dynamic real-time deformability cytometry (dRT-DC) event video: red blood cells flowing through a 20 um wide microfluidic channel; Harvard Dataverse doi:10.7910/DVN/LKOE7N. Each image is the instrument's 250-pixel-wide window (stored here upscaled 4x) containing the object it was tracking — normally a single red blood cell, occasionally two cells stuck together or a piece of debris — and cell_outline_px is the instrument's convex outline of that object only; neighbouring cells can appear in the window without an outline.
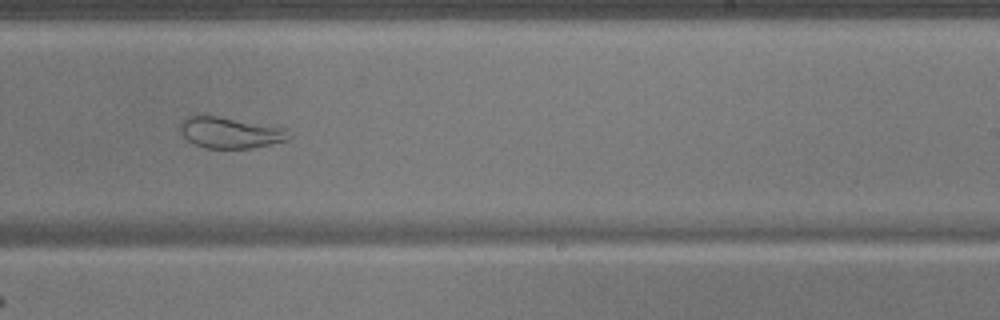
{"species": "common noctule bat (a hibernating species)", "species_latin": "Nyctalus noctula", "temperature_condition": "warm", "stored_images_in_passage": 37, "camera_frame_rate_fps": 3000, "um_per_image_px": 0.085, "animal": {"sex": "male", "body_mass_g": 17.9}, "frame": {"image": 1, "passage_image": 18, "time_ms": 5.667, "image_size_px": [1000, 320], "cell_outline_px": [[292, 136], [288, 140], [252, 148], [204, 148], [192, 144], [180, 132], [180, 124], [184, 116], [216, 116], [284, 128]], "centroid_in_image_um": [19.53, 11.29], "position_along_channel_um": 269.5, "area_um2": 19.54}}
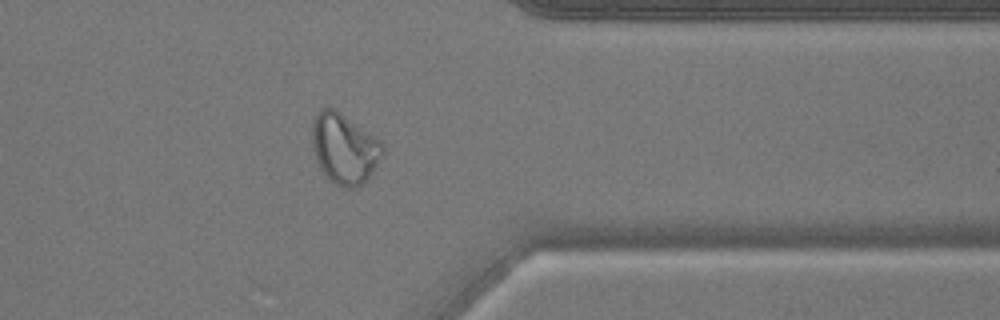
{"frame": {"image": 2, "passage_image": 27, "time_ms": 8.667, "image_size_px": [1000, 320], "cell_outline_px": [[384, 156], [368, 180], [352, 188], [344, 188], [336, 184], [320, 168], [312, 144], [312, 124], [320, 108], [336, 108], [380, 140], [384, 144]], "centroid_in_image_um": [29.32, 12.61], "position_along_channel_um": 382.1, "area_um2": 28.96}}
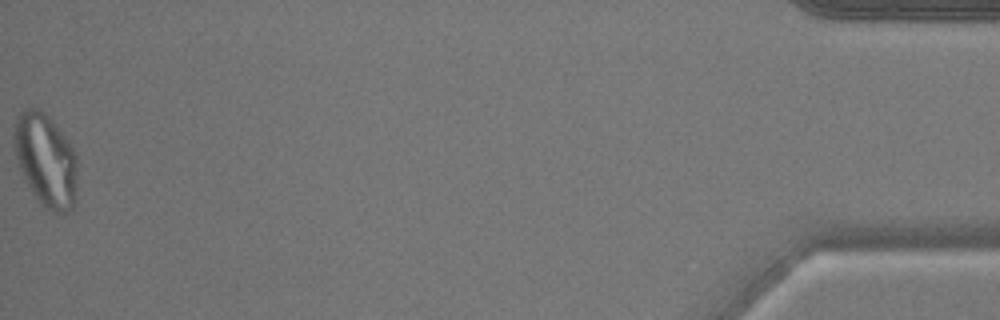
{"frame": {"image": 3, "passage_image": 37, "time_ms": 12.0, "image_size_px": [1000, 320], "cell_outline_px": [[76, 204], [72, 208], [64, 212], [56, 212], [48, 208], [32, 192], [20, 168], [16, 156], [12, 140], [16, 124], [20, 112], [28, 108], [40, 108], [64, 136], [72, 148], [76, 156]], "centroid_in_image_um": [3.89, 13.6], "position_along_channel_um": 431.3, "area_um2": 33.47}}